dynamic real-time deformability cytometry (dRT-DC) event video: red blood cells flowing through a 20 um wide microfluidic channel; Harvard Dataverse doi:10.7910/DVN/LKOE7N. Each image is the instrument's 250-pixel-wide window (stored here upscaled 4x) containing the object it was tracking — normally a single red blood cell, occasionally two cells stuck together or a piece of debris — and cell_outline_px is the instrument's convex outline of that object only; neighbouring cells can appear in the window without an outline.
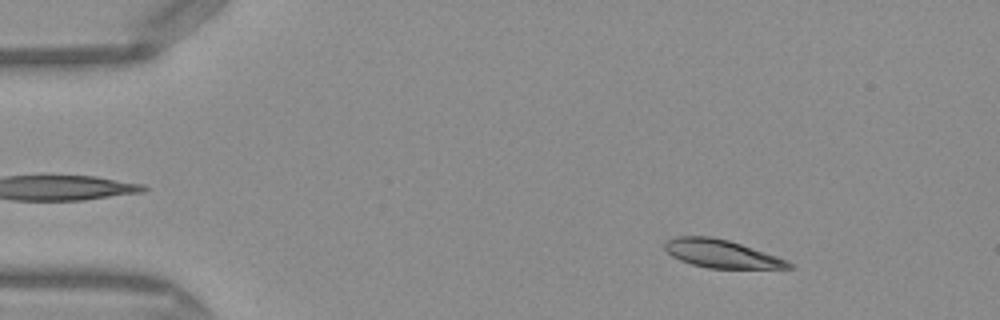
{"species": "Egyptian fruit bat (a non-hibernating species)", "species_latin": "Rousettus aegyptiacus", "temperature_condition": "warm", "stored_images_in_passage": 48, "camera_frame_rate_fps": 3000, "um_per_image_px": 0.085, "frame": {"image": 1, "passage_image": 6, "time_ms": 1.667, "image_size_px": [1000, 320], "cell_outline_px": [[796, 268], [708, 268], [692, 264], [680, 260], [672, 256], [664, 248], [664, 244], [668, 240], [676, 236], [712, 236], [728, 240], [788, 260]], "centroid_in_image_um": [61.31, 21.56], "position_along_channel_um": 23.7, "area_um2": 20.06}}
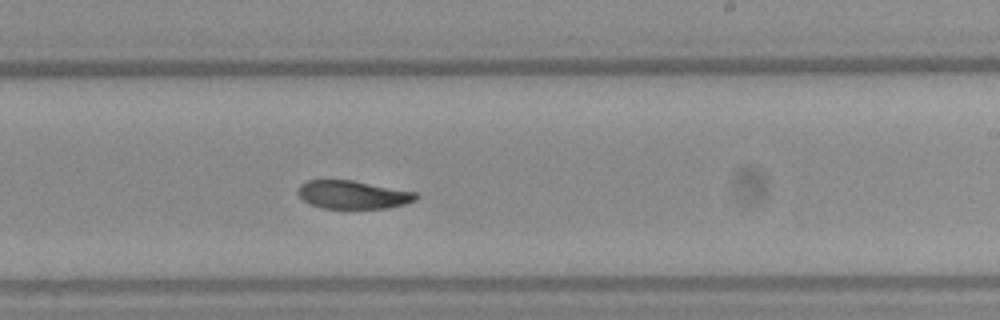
{"frame": {"image": 2, "passage_image": 29, "time_ms": 9.333, "image_size_px": [1000, 320], "cell_outline_px": [[420, 196], [416, 200], [404, 204], [388, 208], [324, 208], [308, 204], [296, 192], [300, 184], [308, 180], [352, 180], [416, 192]], "centroid_in_image_um": [29.99, 16.55], "position_along_channel_um": 259.0, "area_um2": 19.42}}
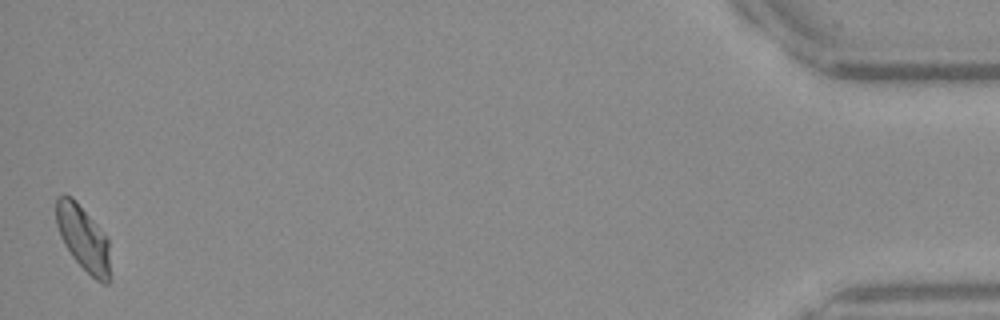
{"frame": {"image": 3, "passage_image": 48, "time_ms": 15.667, "image_size_px": [1000, 320], "cell_outline_px": [[112, 280], [108, 284], [104, 284], [96, 280], [72, 256], [64, 244], [60, 236], [56, 224], [56, 200], [60, 196], [72, 196], [76, 200], [108, 236]], "centroid_in_image_um": [7.13, 20.28], "position_along_channel_um": 428.1, "area_um2": 20.87}, "authors_computed_cell_mechanics": {"area_um2": 20.6635, "velocity_mm_per_s": 4.1025, "shape_relaxation_time_tau1_ms": 7.7807, "shape_relaxation_time_tau2_ms": 1.4017, "deformation_change_tau1": 0.21, "deformation_change_tau2": 0.0571}}